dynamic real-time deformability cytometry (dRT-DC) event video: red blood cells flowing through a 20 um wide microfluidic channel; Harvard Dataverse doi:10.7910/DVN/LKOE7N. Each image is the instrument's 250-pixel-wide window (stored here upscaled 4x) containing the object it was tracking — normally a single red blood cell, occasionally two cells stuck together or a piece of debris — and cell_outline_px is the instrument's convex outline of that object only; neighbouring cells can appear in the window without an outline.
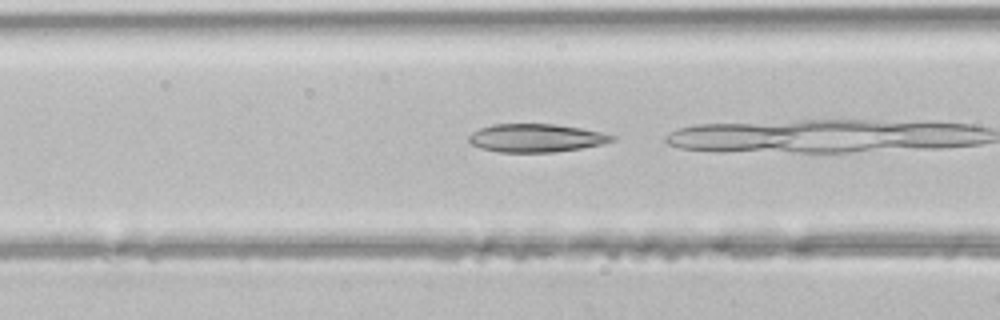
{"species": "common noctule bat (a hibernating species)", "species_latin": "Nyctalus noctula", "temperature_condition": "room temperature", "stored_images_in_passage": 7, "camera_frame_rate_fps": 3000, "um_per_image_px": 0.085, "animal": {"sex": "male", "body_mass_g": 21.5, "forearm_length_mm": 52.0}, "frame": {"image": 1, "passage_image": 3, "time_ms": 0.667, "image_size_px": [1000, 320], "cell_outline_px": [[616, 140], [604, 144], [556, 152], [500, 152], [480, 148], [472, 144], [468, 140], [468, 136], [472, 132], [480, 128], [492, 124], [552, 124], [580, 128], [600, 132], [616, 136]], "centroid_in_image_um": [45.56, 11.73], "position_along_channel_um": 121.0, "area_um2": 23.52}}